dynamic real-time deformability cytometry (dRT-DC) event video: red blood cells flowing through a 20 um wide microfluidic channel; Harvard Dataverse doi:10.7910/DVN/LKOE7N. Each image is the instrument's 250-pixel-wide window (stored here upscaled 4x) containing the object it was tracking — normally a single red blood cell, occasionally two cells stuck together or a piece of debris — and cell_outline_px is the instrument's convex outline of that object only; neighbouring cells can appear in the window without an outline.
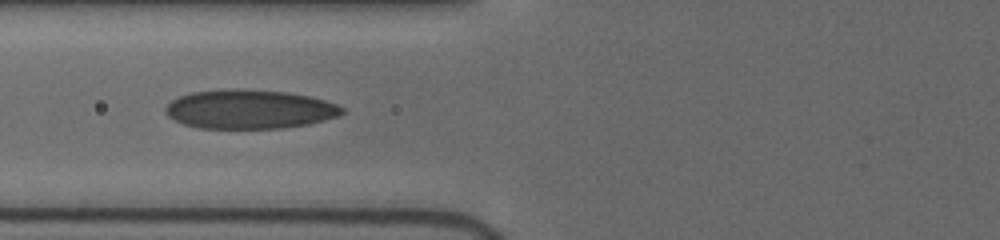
{"species": "human", "species_latin": "Homo sapiens", "temperature_condition": "cold", "stored_images_in_passage": 7, "camera_frame_rate_fps": 3000, "um_per_image_px": 0.085, "donor": {"sex": "female"}, "frame": {"image": 1, "passage_image": 3, "time_ms": 2.333, "image_size_px": [1000, 240], "cell_outline_px": [[344, 112], [336, 116], [324, 120], [308, 124], [284, 128], [200, 128], [184, 124], [168, 116], [164, 112], [164, 108], [172, 100], [180, 96], [192, 92], [220, 88], [244, 88], [288, 92], [308, 96], [324, 100], [336, 104], [344, 108]], "centroid_in_image_um": [21.18, 9.27], "position_along_channel_um": 104.6, "area_um2": 40.4}}
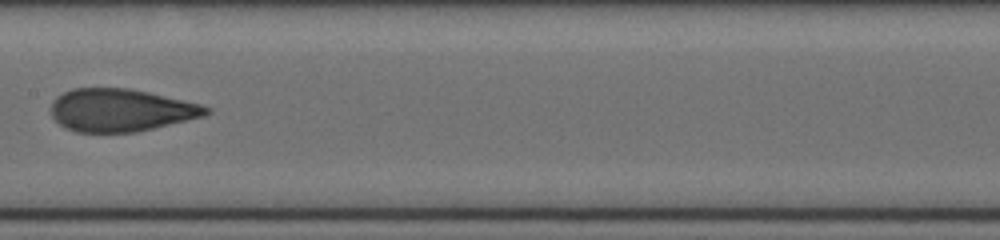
{"frame": {"image": 2, "passage_image": 5, "time_ms": 4.667, "image_size_px": [1000, 240], "cell_outline_px": [[212, 112], [204, 116], [136, 132], [76, 132], [64, 128], [52, 116], [52, 100], [56, 96], [72, 88], [128, 88], [148, 92], [204, 104], [212, 108]], "centroid_in_image_um": [10.29, 9.36], "position_along_channel_um": 197.1, "area_um2": 38.73}}
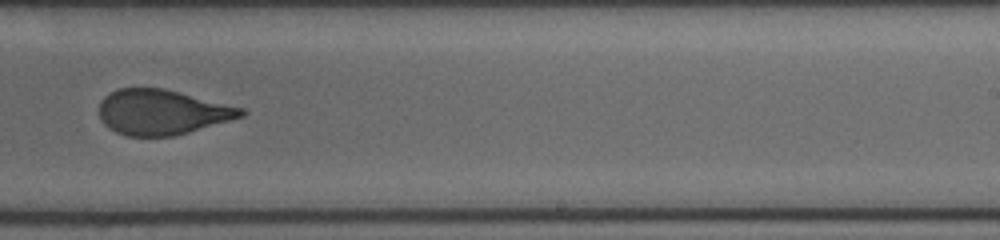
{"frame": {"image": 3, "passage_image": 7, "time_ms": 6.667, "image_size_px": [1000, 240], "cell_outline_px": [[248, 112], [244, 116], [188, 132], [172, 136], [128, 136], [116, 132], [108, 128], [100, 120], [100, 100], [104, 96], [116, 88], [164, 88], [244, 108]], "centroid_in_image_um": [13.76, 9.52], "position_along_channel_um": 275.2, "area_um2": 37.34}}